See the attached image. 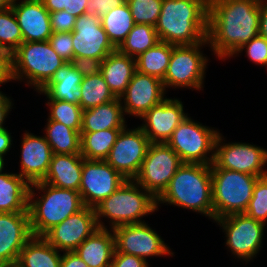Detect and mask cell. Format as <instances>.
Wrapping results in <instances>:
<instances>
[{
    "instance_id": "24",
    "label": "cell",
    "mask_w": 267,
    "mask_h": 267,
    "mask_svg": "<svg viewBox=\"0 0 267 267\" xmlns=\"http://www.w3.org/2000/svg\"><path fill=\"white\" fill-rule=\"evenodd\" d=\"M107 228L96 229L74 251L88 267H110L115 251V236Z\"/></svg>"
},
{
    "instance_id": "17",
    "label": "cell",
    "mask_w": 267,
    "mask_h": 267,
    "mask_svg": "<svg viewBox=\"0 0 267 267\" xmlns=\"http://www.w3.org/2000/svg\"><path fill=\"white\" fill-rule=\"evenodd\" d=\"M98 228L95 208L85 206L52 227L43 237L57 250L74 251Z\"/></svg>"
},
{
    "instance_id": "28",
    "label": "cell",
    "mask_w": 267,
    "mask_h": 267,
    "mask_svg": "<svg viewBox=\"0 0 267 267\" xmlns=\"http://www.w3.org/2000/svg\"><path fill=\"white\" fill-rule=\"evenodd\" d=\"M29 187L18 174L0 173V212H28Z\"/></svg>"
},
{
    "instance_id": "40",
    "label": "cell",
    "mask_w": 267,
    "mask_h": 267,
    "mask_svg": "<svg viewBox=\"0 0 267 267\" xmlns=\"http://www.w3.org/2000/svg\"><path fill=\"white\" fill-rule=\"evenodd\" d=\"M48 42L62 59L66 62L72 61L74 58L72 32H52Z\"/></svg>"
},
{
    "instance_id": "55",
    "label": "cell",
    "mask_w": 267,
    "mask_h": 267,
    "mask_svg": "<svg viewBox=\"0 0 267 267\" xmlns=\"http://www.w3.org/2000/svg\"><path fill=\"white\" fill-rule=\"evenodd\" d=\"M4 156H0V173H2V170L4 169Z\"/></svg>"
},
{
    "instance_id": "21",
    "label": "cell",
    "mask_w": 267,
    "mask_h": 267,
    "mask_svg": "<svg viewBox=\"0 0 267 267\" xmlns=\"http://www.w3.org/2000/svg\"><path fill=\"white\" fill-rule=\"evenodd\" d=\"M12 0L11 8L21 28L23 42H44L52 35L50 12L41 0Z\"/></svg>"
},
{
    "instance_id": "48",
    "label": "cell",
    "mask_w": 267,
    "mask_h": 267,
    "mask_svg": "<svg viewBox=\"0 0 267 267\" xmlns=\"http://www.w3.org/2000/svg\"><path fill=\"white\" fill-rule=\"evenodd\" d=\"M87 5L88 0H69V8L66 11L78 18L87 13Z\"/></svg>"
},
{
    "instance_id": "41",
    "label": "cell",
    "mask_w": 267,
    "mask_h": 267,
    "mask_svg": "<svg viewBox=\"0 0 267 267\" xmlns=\"http://www.w3.org/2000/svg\"><path fill=\"white\" fill-rule=\"evenodd\" d=\"M246 48L248 58L254 63L267 66V39L261 36L252 38L244 44L237 52L241 53Z\"/></svg>"
},
{
    "instance_id": "5",
    "label": "cell",
    "mask_w": 267,
    "mask_h": 267,
    "mask_svg": "<svg viewBox=\"0 0 267 267\" xmlns=\"http://www.w3.org/2000/svg\"><path fill=\"white\" fill-rule=\"evenodd\" d=\"M155 210H158L157 199L134 180H126L115 192L95 207L98 227L106 228L100 220V217L105 216V218H110L111 229L125 224L144 223L140 220L141 217L153 213Z\"/></svg>"
},
{
    "instance_id": "6",
    "label": "cell",
    "mask_w": 267,
    "mask_h": 267,
    "mask_svg": "<svg viewBox=\"0 0 267 267\" xmlns=\"http://www.w3.org/2000/svg\"><path fill=\"white\" fill-rule=\"evenodd\" d=\"M212 203L214 220L245 213L253 195V188L260 178L211 164Z\"/></svg>"
},
{
    "instance_id": "11",
    "label": "cell",
    "mask_w": 267,
    "mask_h": 267,
    "mask_svg": "<svg viewBox=\"0 0 267 267\" xmlns=\"http://www.w3.org/2000/svg\"><path fill=\"white\" fill-rule=\"evenodd\" d=\"M125 126L105 161L125 179L134 180L151 144L143 130H128Z\"/></svg>"
},
{
    "instance_id": "52",
    "label": "cell",
    "mask_w": 267,
    "mask_h": 267,
    "mask_svg": "<svg viewBox=\"0 0 267 267\" xmlns=\"http://www.w3.org/2000/svg\"><path fill=\"white\" fill-rule=\"evenodd\" d=\"M11 142L12 138L7 129H0V156L5 155L9 151L12 145Z\"/></svg>"
},
{
    "instance_id": "8",
    "label": "cell",
    "mask_w": 267,
    "mask_h": 267,
    "mask_svg": "<svg viewBox=\"0 0 267 267\" xmlns=\"http://www.w3.org/2000/svg\"><path fill=\"white\" fill-rule=\"evenodd\" d=\"M219 132L187 117L166 142L183 163L211 165L214 160L215 142ZM211 153L207 157V153Z\"/></svg>"
},
{
    "instance_id": "18",
    "label": "cell",
    "mask_w": 267,
    "mask_h": 267,
    "mask_svg": "<svg viewBox=\"0 0 267 267\" xmlns=\"http://www.w3.org/2000/svg\"><path fill=\"white\" fill-rule=\"evenodd\" d=\"M165 90L162 80L136 70L126 91L120 97L124 99L123 112L141 118L148 110L166 99Z\"/></svg>"
},
{
    "instance_id": "20",
    "label": "cell",
    "mask_w": 267,
    "mask_h": 267,
    "mask_svg": "<svg viewBox=\"0 0 267 267\" xmlns=\"http://www.w3.org/2000/svg\"><path fill=\"white\" fill-rule=\"evenodd\" d=\"M31 237L29 212H0V266L18 261Z\"/></svg>"
},
{
    "instance_id": "19",
    "label": "cell",
    "mask_w": 267,
    "mask_h": 267,
    "mask_svg": "<svg viewBox=\"0 0 267 267\" xmlns=\"http://www.w3.org/2000/svg\"><path fill=\"white\" fill-rule=\"evenodd\" d=\"M187 117L180 100L166 98L140 118L145 122L140 128L151 143H166Z\"/></svg>"
},
{
    "instance_id": "13",
    "label": "cell",
    "mask_w": 267,
    "mask_h": 267,
    "mask_svg": "<svg viewBox=\"0 0 267 267\" xmlns=\"http://www.w3.org/2000/svg\"><path fill=\"white\" fill-rule=\"evenodd\" d=\"M126 180L105 160L83 159L79 192L84 205L95 208Z\"/></svg>"
},
{
    "instance_id": "49",
    "label": "cell",
    "mask_w": 267,
    "mask_h": 267,
    "mask_svg": "<svg viewBox=\"0 0 267 267\" xmlns=\"http://www.w3.org/2000/svg\"><path fill=\"white\" fill-rule=\"evenodd\" d=\"M44 7L50 12L67 10L69 8V0H41Z\"/></svg>"
},
{
    "instance_id": "32",
    "label": "cell",
    "mask_w": 267,
    "mask_h": 267,
    "mask_svg": "<svg viewBox=\"0 0 267 267\" xmlns=\"http://www.w3.org/2000/svg\"><path fill=\"white\" fill-rule=\"evenodd\" d=\"M45 131V138L53 154H80V132L52 120H48Z\"/></svg>"
},
{
    "instance_id": "9",
    "label": "cell",
    "mask_w": 267,
    "mask_h": 267,
    "mask_svg": "<svg viewBox=\"0 0 267 267\" xmlns=\"http://www.w3.org/2000/svg\"><path fill=\"white\" fill-rule=\"evenodd\" d=\"M182 164L167 143H151L134 181L157 199Z\"/></svg>"
},
{
    "instance_id": "38",
    "label": "cell",
    "mask_w": 267,
    "mask_h": 267,
    "mask_svg": "<svg viewBox=\"0 0 267 267\" xmlns=\"http://www.w3.org/2000/svg\"><path fill=\"white\" fill-rule=\"evenodd\" d=\"M135 24L155 26L163 0H126Z\"/></svg>"
},
{
    "instance_id": "2",
    "label": "cell",
    "mask_w": 267,
    "mask_h": 267,
    "mask_svg": "<svg viewBox=\"0 0 267 267\" xmlns=\"http://www.w3.org/2000/svg\"><path fill=\"white\" fill-rule=\"evenodd\" d=\"M209 0H163L155 25L160 41L179 46L207 40Z\"/></svg>"
},
{
    "instance_id": "50",
    "label": "cell",
    "mask_w": 267,
    "mask_h": 267,
    "mask_svg": "<svg viewBox=\"0 0 267 267\" xmlns=\"http://www.w3.org/2000/svg\"><path fill=\"white\" fill-rule=\"evenodd\" d=\"M259 36L267 39V3L260 0Z\"/></svg>"
},
{
    "instance_id": "39",
    "label": "cell",
    "mask_w": 267,
    "mask_h": 267,
    "mask_svg": "<svg viewBox=\"0 0 267 267\" xmlns=\"http://www.w3.org/2000/svg\"><path fill=\"white\" fill-rule=\"evenodd\" d=\"M247 216L261 223L267 220V176L259 178L253 188V195L245 211Z\"/></svg>"
},
{
    "instance_id": "27",
    "label": "cell",
    "mask_w": 267,
    "mask_h": 267,
    "mask_svg": "<svg viewBox=\"0 0 267 267\" xmlns=\"http://www.w3.org/2000/svg\"><path fill=\"white\" fill-rule=\"evenodd\" d=\"M122 100L116 98L108 103L83 110L80 132H96L106 129H123L125 117ZM125 124V125H124Z\"/></svg>"
},
{
    "instance_id": "4",
    "label": "cell",
    "mask_w": 267,
    "mask_h": 267,
    "mask_svg": "<svg viewBox=\"0 0 267 267\" xmlns=\"http://www.w3.org/2000/svg\"><path fill=\"white\" fill-rule=\"evenodd\" d=\"M45 194L34 200V189ZM85 207L79 191L63 189L44 182L29 187L28 212L32 236H43L48 230Z\"/></svg>"
},
{
    "instance_id": "53",
    "label": "cell",
    "mask_w": 267,
    "mask_h": 267,
    "mask_svg": "<svg viewBox=\"0 0 267 267\" xmlns=\"http://www.w3.org/2000/svg\"><path fill=\"white\" fill-rule=\"evenodd\" d=\"M12 0H0V11L11 7Z\"/></svg>"
},
{
    "instance_id": "36",
    "label": "cell",
    "mask_w": 267,
    "mask_h": 267,
    "mask_svg": "<svg viewBox=\"0 0 267 267\" xmlns=\"http://www.w3.org/2000/svg\"><path fill=\"white\" fill-rule=\"evenodd\" d=\"M47 105L50 106L48 120L60 122L78 132L81 131L83 110L80 105L53 99H49Z\"/></svg>"
},
{
    "instance_id": "12",
    "label": "cell",
    "mask_w": 267,
    "mask_h": 267,
    "mask_svg": "<svg viewBox=\"0 0 267 267\" xmlns=\"http://www.w3.org/2000/svg\"><path fill=\"white\" fill-rule=\"evenodd\" d=\"M226 232V245L233 255L250 261L262 244L264 223L250 218L244 213L232 214L215 220Z\"/></svg>"
},
{
    "instance_id": "45",
    "label": "cell",
    "mask_w": 267,
    "mask_h": 267,
    "mask_svg": "<svg viewBox=\"0 0 267 267\" xmlns=\"http://www.w3.org/2000/svg\"><path fill=\"white\" fill-rule=\"evenodd\" d=\"M126 0H88L87 13L96 14L99 17L107 14L112 8L123 5Z\"/></svg>"
},
{
    "instance_id": "1",
    "label": "cell",
    "mask_w": 267,
    "mask_h": 267,
    "mask_svg": "<svg viewBox=\"0 0 267 267\" xmlns=\"http://www.w3.org/2000/svg\"><path fill=\"white\" fill-rule=\"evenodd\" d=\"M260 0H209L207 40L221 59L259 35Z\"/></svg>"
},
{
    "instance_id": "23",
    "label": "cell",
    "mask_w": 267,
    "mask_h": 267,
    "mask_svg": "<svg viewBox=\"0 0 267 267\" xmlns=\"http://www.w3.org/2000/svg\"><path fill=\"white\" fill-rule=\"evenodd\" d=\"M83 159L81 154H53L48 173L42 182L58 188L79 191Z\"/></svg>"
},
{
    "instance_id": "44",
    "label": "cell",
    "mask_w": 267,
    "mask_h": 267,
    "mask_svg": "<svg viewBox=\"0 0 267 267\" xmlns=\"http://www.w3.org/2000/svg\"><path fill=\"white\" fill-rule=\"evenodd\" d=\"M110 267H148V262L134 255L114 252Z\"/></svg>"
},
{
    "instance_id": "10",
    "label": "cell",
    "mask_w": 267,
    "mask_h": 267,
    "mask_svg": "<svg viewBox=\"0 0 267 267\" xmlns=\"http://www.w3.org/2000/svg\"><path fill=\"white\" fill-rule=\"evenodd\" d=\"M209 44L208 41H202L194 45L174 46L170 57L169 65L164 76V88H196L201 90L207 58L201 53V47Z\"/></svg>"
},
{
    "instance_id": "47",
    "label": "cell",
    "mask_w": 267,
    "mask_h": 267,
    "mask_svg": "<svg viewBox=\"0 0 267 267\" xmlns=\"http://www.w3.org/2000/svg\"><path fill=\"white\" fill-rule=\"evenodd\" d=\"M60 267H88L75 251H66L61 258Z\"/></svg>"
},
{
    "instance_id": "25",
    "label": "cell",
    "mask_w": 267,
    "mask_h": 267,
    "mask_svg": "<svg viewBox=\"0 0 267 267\" xmlns=\"http://www.w3.org/2000/svg\"><path fill=\"white\" fill-rule=\"evenodd\" d=\"M82 79L83 76L73 67L72 63L66 62L38 92L44 93L48 99L79 105Z\"/></svg>"
},
{
    "instance_id": "16",
    "label": "cell",
    "mask_w": 267,
    "mask_h": 267,
    "mask_svg": "<svg viewBox=\"0 0 267 267\" xmlns=\"http://www.w3.org/2000/svg\"><path fill=\"white\" fill-rule=\"evenodd\" d=\"M74 57H90L102 61L117 48L109 40L98 15H80L72 31Z\"/></svg>"
},
{
    "instance_id": "46",
    "label": "cell",
    "mask_w": 267,
    "mask_h": 267,
    "mask_svg": "<svg viewBox=\"0 0 267 267\" xmlns=\"http://www.w3.org/2000/svg\"><path fill=\"white\" fill-rule=\"evenodd\" d=\"M13 80L12 53L0 47V85Z\"/></svg>"
},
{
    "instance_id": "33",
    "label": "cell",
    "mask_w": 267,
    "mask_h": 267,
    "mask_svg": "<svg viewBox=\"0 0 267 267\" xmlns=\"http://www.w3.org/2000/svg\"><path fill=\"white\" fill-rule=\"evenodd\" d=\"M100 19L109 40L116 48L126 39L135 25L127 2L119 7L112 8Z\"/></svg>"
},
{
    "instance_id": "37",
    "label": "cell",
    "mask_w": 267,
    "mask_h": 267,
    "mask_svg": "<svg viewBox=\"0 0 267 267\" xmlns=\"http://www.w3.org/2000/svg\"><path fill=\"white\" fill-rule=\"evenodd\" d=\"M22 42L23 35L13 9L0 11V47L13 53Z\"/></svg>"
},
{
    "instance_id": "15",
    "label": "cell",
    "mask_w": 267,
    "mask_h": 267,
    "mask_svg": "<svg viewBox=\"0 0 267 267\" xmlns=\"http://www.w3.org/2000/svg\"><path fill=\"white\" fill-rule=\"evenodd\" d=\"M115 251L146 260L149 256L173 255L161 237L145 222L114 227Z\"/></svg>"
},
{
    "instance_id": "54",
    "label": "cell",
    "mask_w": 267,
    "mask_h": 267,
    "mask_svg": "<svg viewBox=\"0 0 267 267\" xmlns=\"http://www.w3.org/2000/svg\"><path fill=\"white\" fill-rule=\"evenodd\" d=\"M3 267H24L19 261H14L9 264H6Z\"/></svg>"
},
{
    "instance_id": "42",
    "label": "cell",
    "mask_w": 267,
    "mask_h": 267,
    "mask_svg": "<svg viewBox=\"0 0 267 267\" xmlns=\"http://www.w3.org/2000/svg\"><path fill=\"white\" fill-rule=\"evenodd\" d=\"M77 17L66 10L50 13V24L52 32H72Z\"/></svg>"
},
{
    "instance_id": "22",
    "label": "cell",
    "mask_w": 267,
    "mask_h": 267,
    "mask_svg": "<svg viewBox=\"0 0 267 267\" xmlns=\"http://www.w3.org/2000/svg\"><path fill=\"white\" fill-rule=\"evenodd\" d=\"M21 148V172L18 175L29 185L43 181L53 155L45 136L26 132L22 138Z\"/></svg>"
},
{
    "instance_id": "29",
    "label": "cell",
    "mask_w": 267,
    "mask_h": 267,
    "mask_svg": "<svg viewBox=\"0 0 267 267\" xmlns=\"http://www.w3.org/2000/svg\"><path fill=\"white\" fill-rule=\"evenodd\" d=\"M59 254L43 236H32L20 251L18 261L24 267H60Z\"/></svg>"
},
{
    "instance_id": "14",
    "label": "cell",
    "mask_w": 267,
    "mask_h": 267,
    "mask_svg": "<svg viewBox=\"0 0 267 267\" xmlns=\"http://www.w3.org/2000/svg\"><path fill=\"white\" fill-rule=\"evenodd\" d=\"M222 140L219 133L215 142L213 160L217 168L238 171L260 178L267 176V171L262 170L267 163V150L248 143L221 145Z\"/></svg>"
},
{
    "instance_id": "43",
    "label": "cell",
    "mask_w": 267,
    "mask_h": 267,
    "mask_svg": "<svg viewBox=\"0 0 267 267\" xmlns=\"http://www.w3.org/2000/svg\"><path fill=\"white\" fill-rule=\"evenodd\" d=\"M73 67L83 76H92L100 72L101 61L90 57H74Z\"/></svg>"
},
{
    "instance_id": "34",
    "label": "cell",
    "mask_w": 267,
    "mask_h": 267,
    "mask_svg": "<svg viewBox=\"0 0 267 267\" xmlns=\"http://www.w3.org/2000/svg\"><path fill=\"white\" fill-rule=\"evenodd\" d=\"M80 89L81 98L79 105L82 110L108 103L117 98L110 90L100 72L96 75L83 77Z\"/></svg>"
},
{
    "instance_id": "30",
    "label": "cell",
    "mask_w": 267,
    "mask_h": 267,
    "mask_svg": "<svg viewBox=\"0 0 267 267\" xmlns=\"http://www.w3.org/2000/svg\"><path fill=\"white\" fill-rule=\"evenodd\" d=\"M174 46L175 45L159 41L155 46L136 57V70L140 73L163 80Z\"/></svg>"
},
{
    "instance_id": "3",
    "label": "cell",
    "mask_w": 267,
    "mask_h": 267,
    "mask_svg": "<svg viewBox=\"0 0 267 267\" xmlns=\"http://www.w3.org/2000/svg\"><path fill=\"white\" fill-rule=\"evenodd\" d=\"M167 203L202 213L214 220L211 165L184 163L157 198Z\"/></svg>"
},
{
    "instance_id": "31",
    "label": "cell",
    "mask_w": 267,
    "mask_h": 267,
    "mask_svg": "<svg viewBox=\"0 0 267 267\" xmlns=\"http://www.w3.org/2000/svg\"><path fill=\"white\" fill-rule=\"evenodd\" d=\"M122 129H106L96 132H80V154L87 160H105Z\"/></svg>"
},
{
    "instance_id": "51",
    "label": "cell",
    "mask_w": 267,
    "mask_h": 267,
    "mask_svg": "<svg viewBox=\"0 0 267 267\" xmlns=\"http://www.w3.org/2000/svg\"><path fill=\"white\" fill-rule=\"evenodd\" d=\"M12 108L11 100L0 91V129H3V122Z\"/></svg>"
},
{
    "instance_id": "7",
    "label": "cell",
    "mask_w": 267,
    "mask_h": 267,
    "mask_svg": "<svg viewBox=\"0 0 267 267\" xmlns=\"http://www.w3.org/2000/svg\"><path fill=\"white\" fill-rule=\"evenodd\" d=\"M13 80L25 76L28 85L41 90L66 61L51 47L48 41L22 42L12 53Z\"/></svg>"
},
{
    "instance_id": "26",
    "label": "cell",
    "mask_w": 267,
    "mask_h": 267,
    "mask_svg": "<svg viewBox=\"0 0 267 267\" xmlns=\"http://www.w3.org/2000/svg\"><path fill=\"white\" fill-rule=\"evenodd\" d=\"M135 71L136 58L121 54L118 50L105 57L100 65V73L118 98L126 91Z\"/></svg>"
},
{
    "instance_id": "35",
    "label": "cell",
    "mask_w": 267,
    "mask_h": 267,
    "mask_svg": "<svg viewBox=\"0 0 267 267\" xmlns=\"http://www.w3.org/2000/svg\"><path fill=\"white\" fill-rule=\"evenodd\" d=\"M159 41L155 26L135 24L117 50L121 54L136 58Z\"/></svg>"
}]
</instances>
